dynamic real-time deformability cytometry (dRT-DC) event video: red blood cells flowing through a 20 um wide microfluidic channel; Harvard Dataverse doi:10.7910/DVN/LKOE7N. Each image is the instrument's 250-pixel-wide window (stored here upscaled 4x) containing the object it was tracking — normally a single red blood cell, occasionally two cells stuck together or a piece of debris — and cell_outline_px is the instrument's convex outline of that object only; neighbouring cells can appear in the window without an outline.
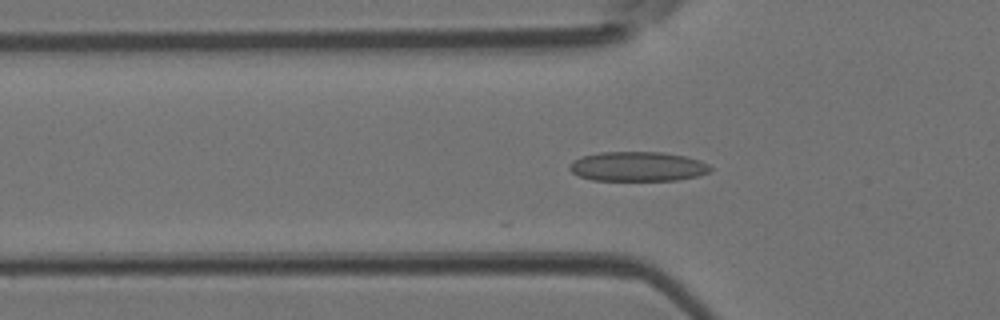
{"species": "Egyptian fruit bat (a non-hibernating species)", "species_latin": "Rousettus aegyptiacus", "temperature_condition": "room temperature", "stored_images_in_passage": 24, "camera_frame_rate_fps": 3000, "um_per_image_px": 0.085, "animal": {"sex": "female"}, "frame": {"image": 1, "passage_image": 15, "time_ms": 4.667, "image_size_px": [1000, 320], "cell_outline_px": [[712, 168], [708, 172], [696, 176], [676, 180], [592, 180], [580, 176], [572, 172], [568, 168], [568, 164], [572, 160], [580, 156], [600, 152], [664, 152], [684, 156], [700, 160], [708, 164]], "centroid_in_image_um": [54.16, 14.14], "position_along_channel_um": 71.6, "area_um2": 24.33}}
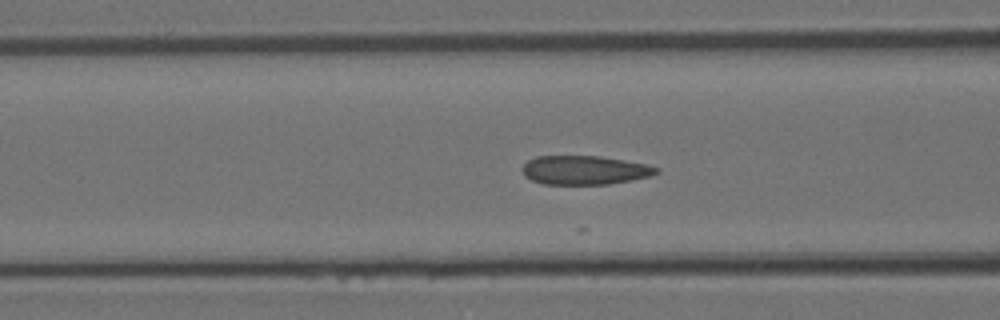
{"frame": {"image": 2, "passage_image": 18, "time_ms": 5.667, "image_size_px": [1000, 320], "cell_outline_px": [[660, 172], [652, 176], [632, 180], [608, 184], [544, 184], [532, 180], [524, 176], [524, 164], [528, 160], [536, 156], [600, 156], [624, 160], [644, 164], [660, 168]], "centroid_in_image_um": [49.73, 14.46], "position_along_channel_um": 116.9, "area_um2": 22.54}}
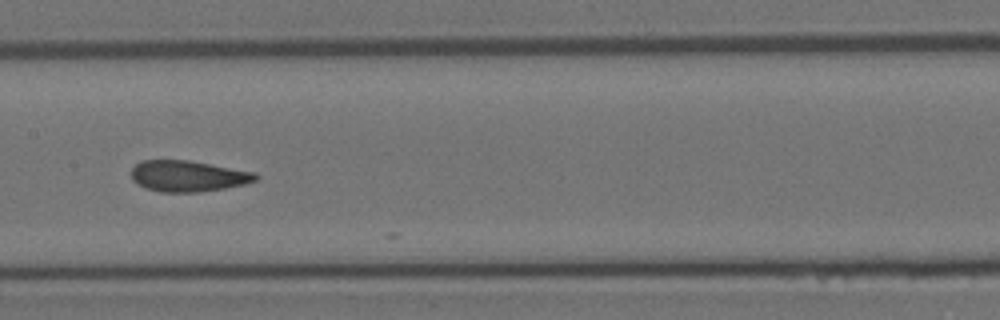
{"frame": {"image": 3, "passage_image": 23, "time_ms": 7.333, "image_size_px": [1000, 320], "cell_outline_px": [[260, 176], [256, 180], [244, 184], [224, 188], [200, 192], [160, 192], [144, 188], [132, 180], [132, 168], [140, 160], [188, 160], [256, 172]], "centroid_in_image_um": [15.97, 14.96], "position_along_channel_um": 191.4, "area_um2": 22.6}}